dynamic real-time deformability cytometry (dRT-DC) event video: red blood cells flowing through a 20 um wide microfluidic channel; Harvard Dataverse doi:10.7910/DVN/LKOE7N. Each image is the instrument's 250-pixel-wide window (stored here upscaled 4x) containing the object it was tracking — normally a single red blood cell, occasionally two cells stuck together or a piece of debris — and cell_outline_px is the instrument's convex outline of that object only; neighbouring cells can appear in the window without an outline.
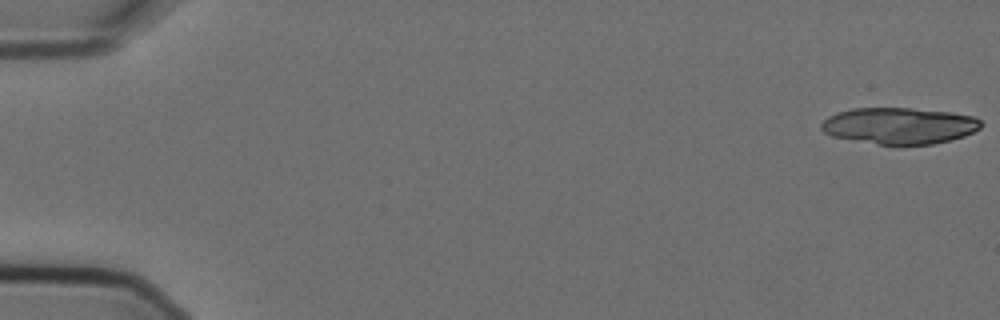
{"species": "Egyptian fruit bat (a non-hibernating species)", "species_latin": "Rousettus aegyptiacus", "temperature_condition": "cold", "stored_images_in_passage": 6, "camera_frame_rate_fps": 3000, "um_per_image_px": 0.085, "animal": {"sex": "female"}, "frame": {"image": 1, "passage_image": 1, "time_ms": 0.0, "image_size_px": [1000, 320], "cell_outline_px": [[984, 124], [980, 128], [964, 136], [932, 144], [900, 148], [876, 144], [832, 136], [824, 132], [820, 128], [820, 124], [828, 116], [836, 112], [852, 108], [912, 108], [952, 112], [972, 116], [980, 120]], "centroid_in_image_um": [76.43, 10.71], "position_along_channel_um": 8.6, "area_um2": 34.68}}